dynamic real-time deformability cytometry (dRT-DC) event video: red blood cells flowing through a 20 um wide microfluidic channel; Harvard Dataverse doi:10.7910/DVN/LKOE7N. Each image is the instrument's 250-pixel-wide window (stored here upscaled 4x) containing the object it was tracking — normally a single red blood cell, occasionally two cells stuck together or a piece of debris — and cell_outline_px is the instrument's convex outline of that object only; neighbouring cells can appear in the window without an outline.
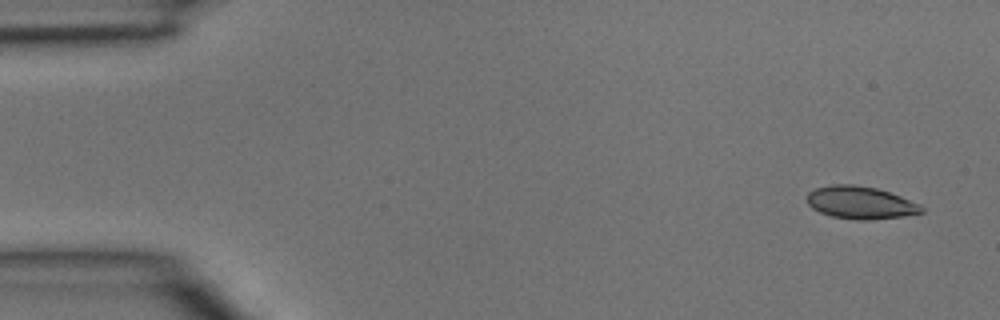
{"species": "common noctule bat (a hibernating species)", "species_latin": "Nyctalus noctula", "temperature_condition": "room temperature", "stored_images_in_passage": 4, "camera_frame_rate_fps": 3000, "um_per_image_px": 0.085, "animal": {"sex": "male", "body_mass_g": 15.6}, "frame": {"image": 1, "passage_image": 1, "time_ms": 0.0, "image_size_px": [1000, 320], "cell_outline_px": [[924, 212], [904, 216], [868, 220], [856, 220], [832, 216], [820, 212], [812, 208], [808, 204], [808, 192], [816, 188], [832, 184], [852, 184], [876, 188], [900, 196], [920, 204], [924, 208]], "centroid_in_image_um": [73.15, 17.22], "position_along_channel_um": 11.9, "area_um2": 21.68}}
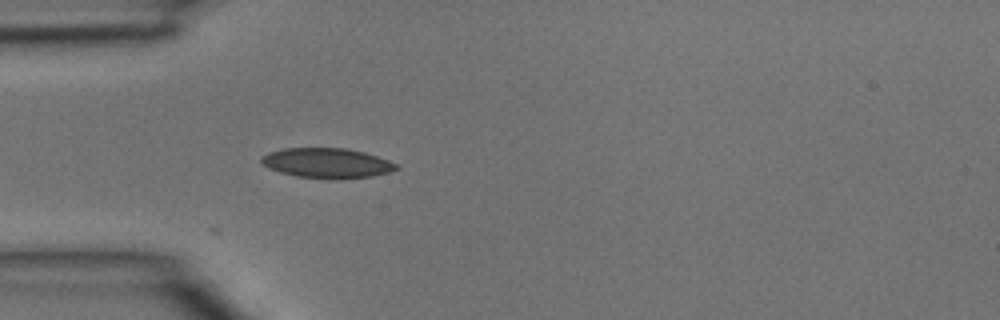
{"frame": {"image": 2, "passage_image": 4, "time_ms": 1.0, "image_size_px": [1000, 320], "cell_outline_px": [[400, 168], [388, 172], [372, 176], [296, 176], [280, 172], [268, 168], [260, 160], [260, 156], [268, 152], [284, 148], [348, 148], [364, 152], [388, 160], [396, 164]], "centroid_in_image_um": [27.74, 13.8], "position_along_channel_um": 57.3, "area_um2": 22.6}}